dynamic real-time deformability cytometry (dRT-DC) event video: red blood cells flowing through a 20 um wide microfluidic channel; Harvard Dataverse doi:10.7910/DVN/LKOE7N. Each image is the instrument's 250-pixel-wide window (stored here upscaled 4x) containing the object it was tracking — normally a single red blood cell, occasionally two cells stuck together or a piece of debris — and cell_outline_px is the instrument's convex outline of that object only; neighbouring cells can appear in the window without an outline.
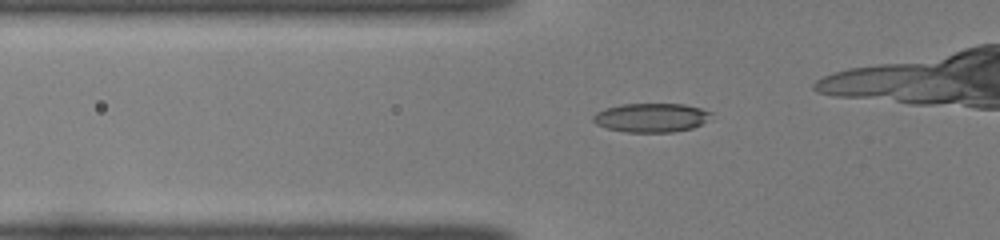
{"species": "common noctule bat (a hibernating species)", "species_latin": "Nyctalus noctula", "temperature_condition": "room temperature", "stored_images_in_passage": 41, "camera_frame_rate_fps": 3000, "um_per_image_px": 0.085, "animal": {"sex": "female", "body_mass_g": 22.0, "forearm_length_mm": 56.7}, "frame": {"image": 1, "passage_image": 17, "time_ms": 5.333, "image_size_px": [1000, 240], "cell_outline_px": [[712, 112], [700, 124], [692, 128], [672, 132], [628, 132], [608, 128], [596, 124], [592, 120], [592, 116], [596, 112], [604, 108], [620, 104], [684, 104], [700, 108]], "centroid_in_image_um": [55.29, 9.99], "position_along_channel_um": 70.5, "area_um2": 19.71}}
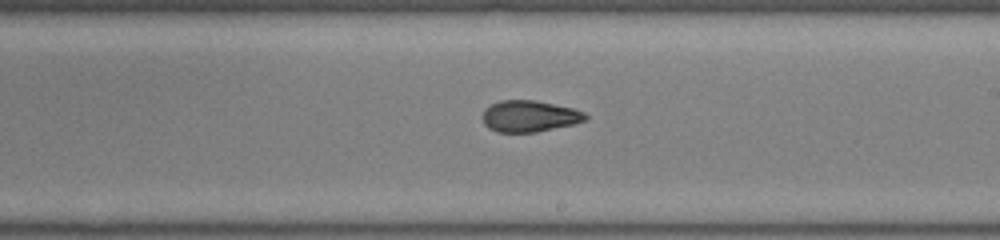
{"frame": {"image": 2, "passage_image": 30, "time_ms": 9.667, "image_size_px": [1000, 240], "cell_outline_px": [[588, 116], [584, 120], [572, 124], [536, 132], [496, 132], [488, 128], [484, 124], [484, 108], [500, 100], [536, 100], [572, 108], [584, 112]], "centroid_in_image_um": [44.98, 9.87], "position_along_channel_um": 244.0, "area_um2": 18.67}}
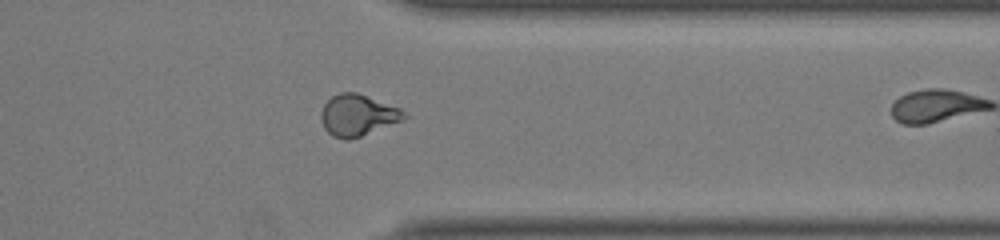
{"frame": {"image": 3, "passage_image": 40, "time_ms": 13.0, "image_size_px": [1000, 240], "cell_outline_px": [[408, 116], [404, 120], [360, 136], [348, 140], [344, 140], [332, 136], [324, 128], [320, 120], [320, 112], [324, 104], [332, 96], [340, 92], [356, 92], [400, 108]], "centroid_in_image_um": [30.38, 9.8], "position_along_channel_um": 381.0, "area_um2": 20.06}}